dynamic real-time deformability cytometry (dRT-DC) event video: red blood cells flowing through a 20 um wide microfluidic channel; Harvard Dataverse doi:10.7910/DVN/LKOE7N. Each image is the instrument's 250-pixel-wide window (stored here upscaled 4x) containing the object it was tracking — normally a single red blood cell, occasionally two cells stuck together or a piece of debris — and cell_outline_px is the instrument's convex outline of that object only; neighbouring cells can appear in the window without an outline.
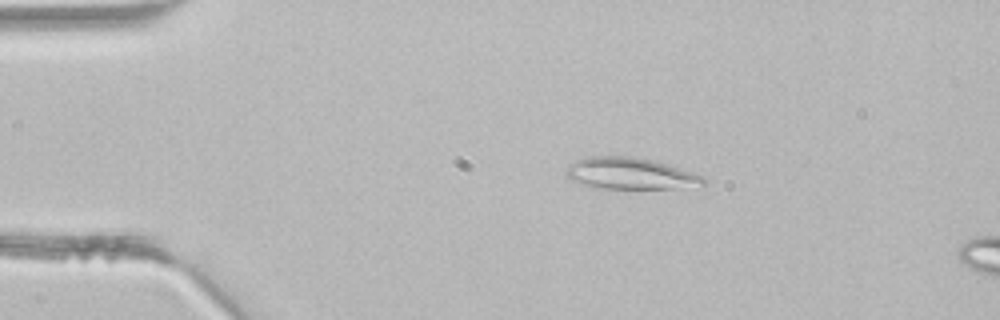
{"species": "common noctule bat (a hibernating species)", "species_latin": "Nyctalus noctula", "temperature_condition": "room temperature", "stored_images_in_passage": 2, "camera_frame_rate_fps": 3000, "um_per_image_px": 0.085, "animal": {"sex": "male", "body_mass_g": 21.5, "forearm_length_mm": 52.0}, "frame": {"image": 1, "passage_image": 1, "time_ms": 0.0, "image_size_px": [1000, 320], "cell_outline_px": [[704, 184], [672, 188], [588, 188], [572, 180], [564, 172], [568, 164], [576, 160], [588, 156], [632, 156], [652, 160], [704, 176]], "centroid_in_image_um": [53.46, 14.74], "position_along_channel_um": 31.5, "area_um2": 25.09}}